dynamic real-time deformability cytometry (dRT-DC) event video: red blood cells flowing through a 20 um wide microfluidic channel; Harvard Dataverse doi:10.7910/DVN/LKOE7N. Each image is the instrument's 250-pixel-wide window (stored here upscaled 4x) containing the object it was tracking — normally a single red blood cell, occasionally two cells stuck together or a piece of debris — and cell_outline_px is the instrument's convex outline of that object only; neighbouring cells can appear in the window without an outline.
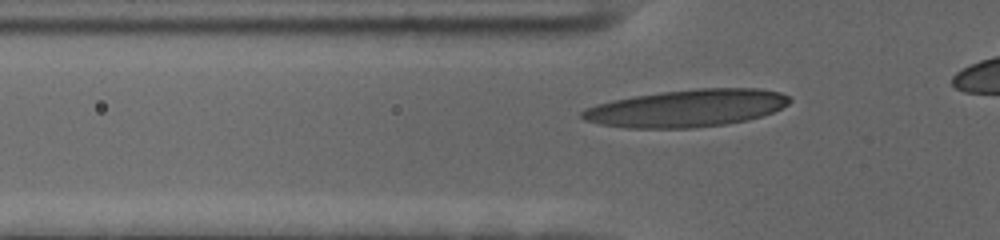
{"species": "human", "species_latin": "Homo sapiens", "temperature_condition": "cold", "stored_images_in_passage": 38, "camera_frame_rate_fps": 3000, "um_per_image_px": 0.085, "donor": {"sex": "female"}, "frame": {"image": 1, "passage_image": 10, "time_ms": 3.0, "image_size_px": [1000, 240], "cell_outline_px": [[792, 100], [788, 104], [772, 112], [748, 120], [724, 124], [692, 128], [628, 128], [600, 124], [584, 120], [580, 116], [580, 112], [584, 108], [596, 104], [636, 96], [660, 92], [696, 88], [760, 88], [780, 92], [792, 96]], "centroid_in_image_um": [58.39, 9.19], "position_along_channel_um": 67.4, "area_um2": 45.2}}
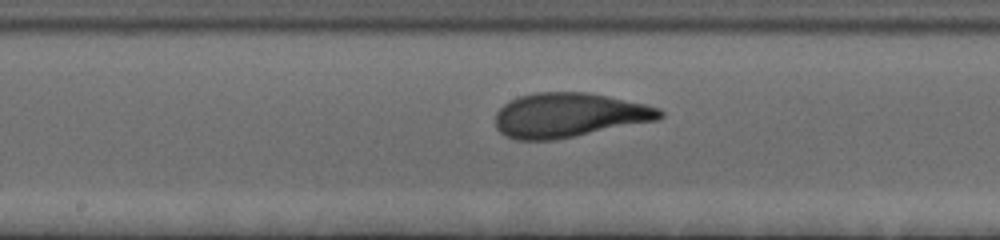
{"frame": {"image": 2, "passage_image": 21, "time_ms": 6.667, "image_size_px": [1000, 240], "cell_outline_px": [[664, 116], [656, 120], [556, 140], [516, 140], [504, 136], [496, 128], [496, 112], [504, 104], [520, 96], [536, 92], [588, 92], [648, 104], [660, 108], [664, 112]], "centroid_in_image_um": [48.37, 9.79], "position_along_channel_um": 199.8, "area_um2": 42.71}}
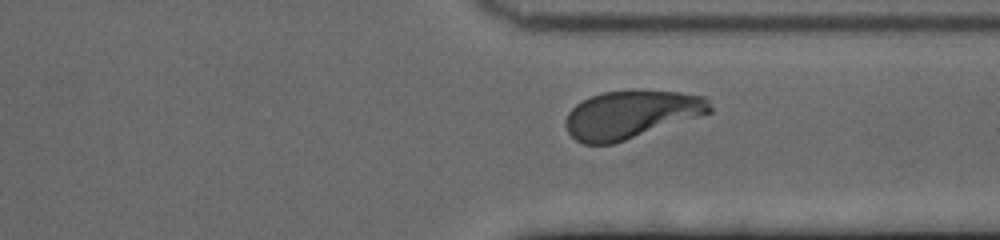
{"frame": {"image": 3, "passage_image": 34, "time_ms": 11.0, "image_size_px": [1000, 240], "cell_outline_px": [[712, 112], [612, 144], [584, 144], [576, 140], [568, 132], [564, 124], [564, 120], [568, 112], [576, 104], [592, 96], [604, 92], [680, 92], [704, 96], [708, 100], [712, 108]], "centroid_in_image_um": [53.61, 9.75], "position_along_channel_um": 357.8, "area_um2": 39.42}}